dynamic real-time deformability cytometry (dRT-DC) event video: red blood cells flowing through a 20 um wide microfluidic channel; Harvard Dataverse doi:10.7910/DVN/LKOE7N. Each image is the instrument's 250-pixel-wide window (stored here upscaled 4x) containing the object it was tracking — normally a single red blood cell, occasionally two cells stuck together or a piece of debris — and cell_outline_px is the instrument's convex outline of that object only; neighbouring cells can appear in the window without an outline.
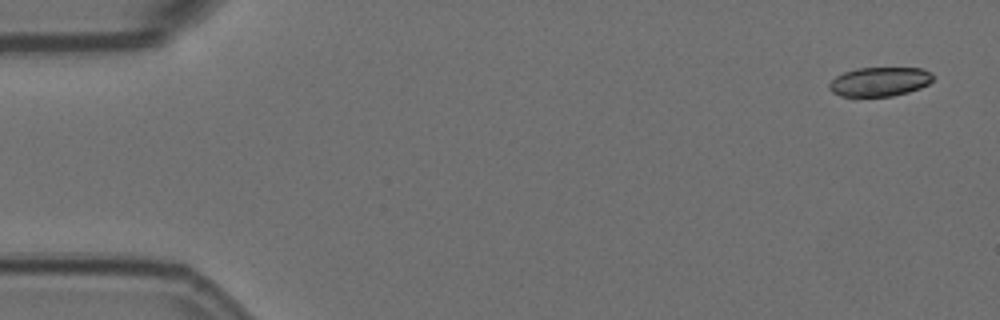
{"species": "Egyptian fruit bat (a non-hibernating species)", "species_latin": "Rousettus aegyptiacus", "temperature_condition": "room temperature", "stored_images_in_passage": 5, "camera_frame_rate_fps": 3000, "um_per_image_px": 0.085, "animal": {"sex": "female"}, "frame": {"image": 1, "passage_image": 1, "time_ms": 0.0, "image_size_px": [1000, 320], "cell_outline_px": [[932, 80], [928, 84], [920, 88], [908, 92], [892, 96], [852, 100], [840, 96], [832, 92], [828, 88], [828, 84], [836, 76], [844, 72], [856, 68], [920, 68], [932, 72]], "centroid_in_image_um": [74.69, 6.99], "position_along_channel_um": 10.3, "area_um2": 18.38}}
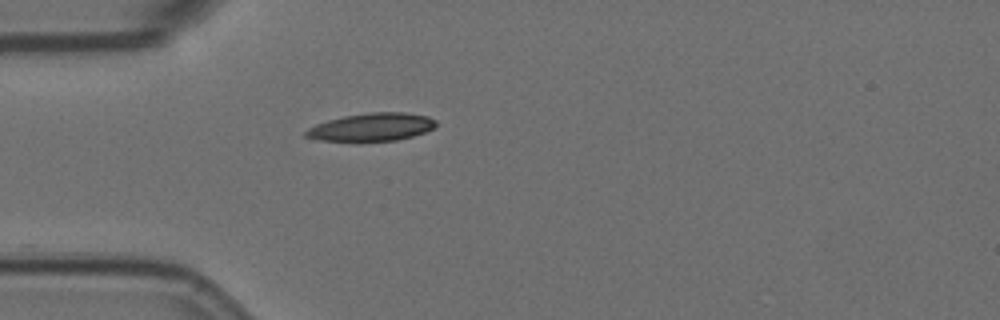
{"frame": {"image": 2, "passage_image": 5, "time_ms": 1.333, "image_size_px": [1000, 320], "cell_outline_px": [[436, 124], [432, 128], [424, 132], [412, 136], [396, 140], [312, 140], [304, 136], [304, 132], [308, 128], [316, 124], [328, 120], [344, 116], [368, 112], [404, 112], [428, 116], [436, 120]], "centroid_in_image_um": [31.56, 10.78], "position_along_channel_um": 53.4, "area_um2": 20.92}}